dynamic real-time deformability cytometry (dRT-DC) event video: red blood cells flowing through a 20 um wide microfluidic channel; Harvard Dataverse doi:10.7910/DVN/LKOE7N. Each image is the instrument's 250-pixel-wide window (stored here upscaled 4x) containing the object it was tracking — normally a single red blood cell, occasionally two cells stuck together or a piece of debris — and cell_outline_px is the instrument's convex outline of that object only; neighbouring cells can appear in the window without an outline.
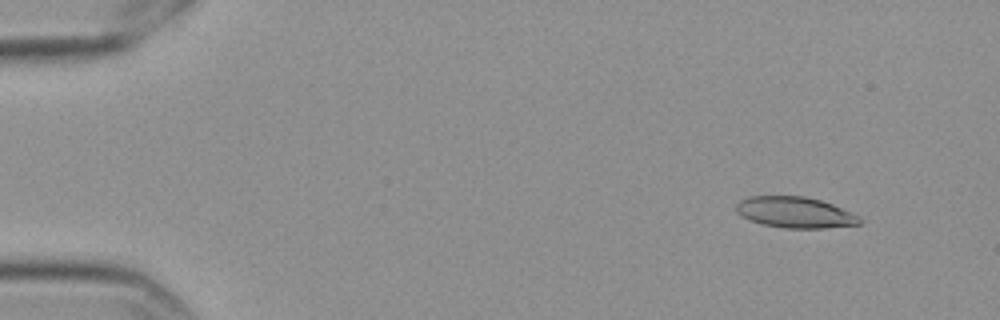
{"species": "Egyptian fruit bat (a non-hibernating species)", "species_latin": "Rousettus aegyptiacus", "temperature_condition": "cold", "stored_images_in_passage": 12, "camera_frame_rate_fps": 3000, "um_per_image_px": 0.085, "frame": {"image": 1, "passage_image": 2, "time_ms": 0.333, "image_size_px": [1000, 320], "cell_outline_px": [[860, 224], [824, 228], [784, 228], [764, 224], [752, 220], [736, 212], [736, 204], [740, 200], [752, 196], [804, 196], [820, 200], [832, 204], [856, 216], [860, 220]], "centroid_in_image_um": [67.54, 18.05], "position_along_channel_um": 17.5, "area_um2": 21.79}}
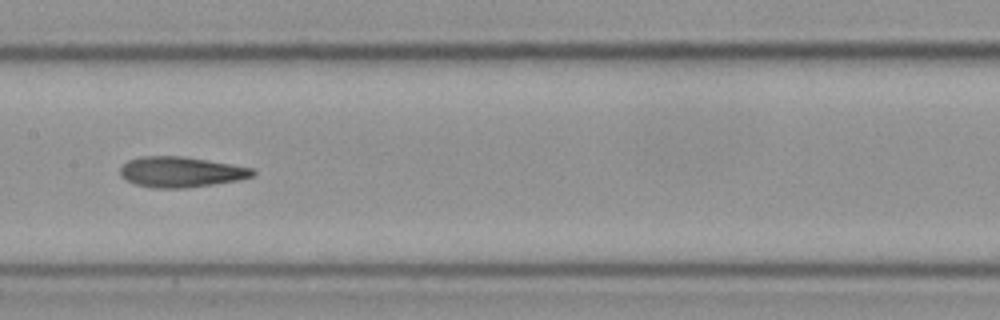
{"frame": {"image": 2, "passage_image": 8, "time_ms": 2.333, "image_size_px": [1000, 320], "cell_outline_px": [[256, 172], [252, 176], [236, 180], [212, 184], [184, 188], [152, 188], [136, 184], [120, 176], [120, 168], [128, 160], [140, 156], [184, 156], [252, 168]], "centroid_in_image_um": [15.33, 14.61], "position_along_channel_um": 192.1, "area_um2": 23.29}}
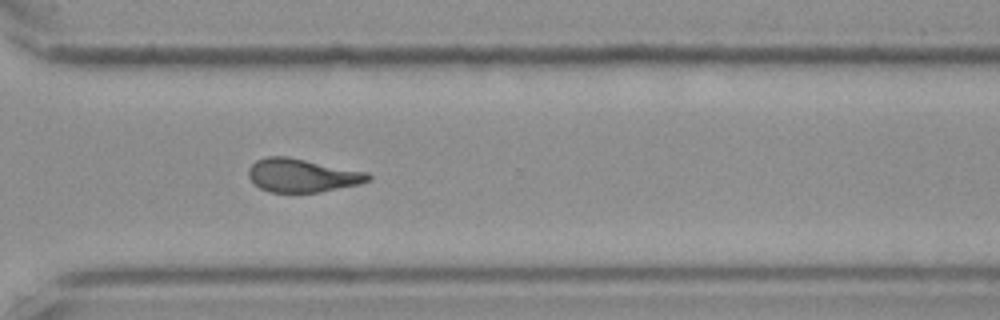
{"frame": {"image": 3, "passage_image": 12, "time_ms": 3.667, "image_size_px": [1000, 320], "cell_outline_px": [[372, 176], [368, 180], [360, 184], [320, 192], [268, 192], [260, 188], [248, 176], [248, 168], [256, 160], [268, 156], [284, 156], [368, 172]], "centroid_in_image_um": [25.67, 14.91], "position_along_channel_um": 344.9, "area_um2": 23.12}}